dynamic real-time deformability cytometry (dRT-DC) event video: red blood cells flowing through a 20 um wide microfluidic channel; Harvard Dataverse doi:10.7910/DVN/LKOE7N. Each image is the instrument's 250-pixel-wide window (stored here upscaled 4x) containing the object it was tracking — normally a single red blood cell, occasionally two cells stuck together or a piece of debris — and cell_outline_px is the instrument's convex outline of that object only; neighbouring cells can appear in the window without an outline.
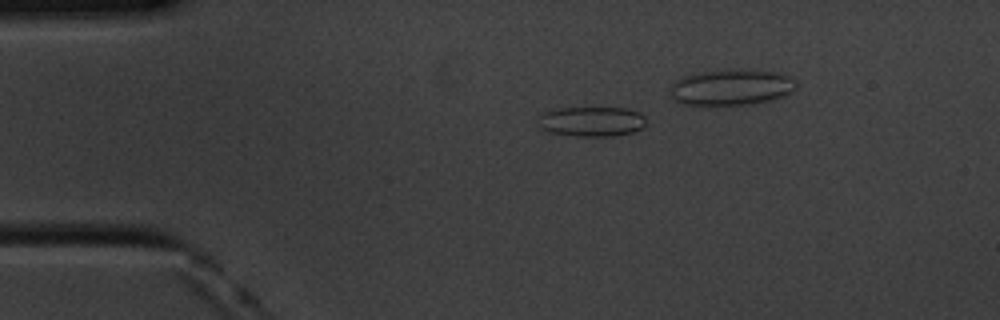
{"species": "common noctule bat (a hibernating species)", "species_latin": "Nyctalus noctula", "temperature_condition": "cold", "stored_images_in_passage": 10, "camera_frame_rate_fps": 3000, "um_per_image_px": 0.085, "animal": {"sex": "male", "body_mass_g": 20.1, "forearm_length_mm": 53.5}, "frame": {"image": 1, "passage_image": 3, "time_ms": 0.667, "image_size_px": [1000, 320], "cell_outline_px": [[644, 124], [640, 128], [632, 132], [612, 136], [576, 136], [548, 132], [540, 128], [536, 124], [536, 120], [540, 112], [560, 108], [628, 108], [640, 112], [644, 116]], "centroid_in_image_um": [50.2, 10.32], "position_along_channel_um": 34.8, "area_um2": 19.02}}